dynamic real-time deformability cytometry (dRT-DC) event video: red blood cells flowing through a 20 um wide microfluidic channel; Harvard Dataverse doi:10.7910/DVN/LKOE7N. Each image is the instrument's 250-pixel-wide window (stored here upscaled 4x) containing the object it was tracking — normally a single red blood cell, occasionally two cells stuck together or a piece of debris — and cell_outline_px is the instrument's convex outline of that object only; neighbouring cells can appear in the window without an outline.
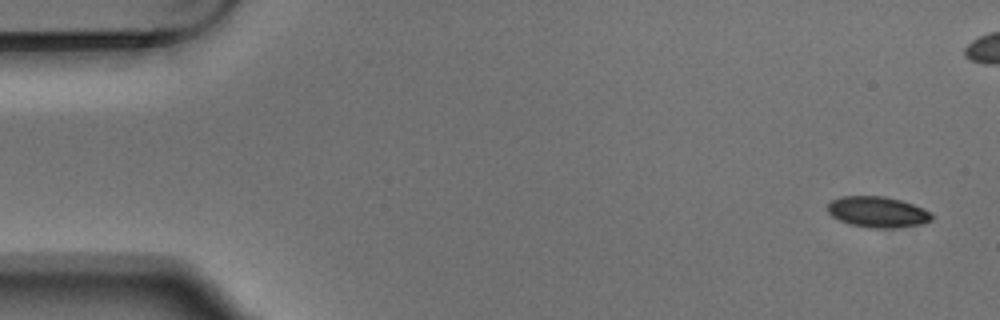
{"species": "Egyptian fruit bat (a non-hibernating species)", "species_latin": "Rousettus aegyptiacus", "temperature_condition": "warm", "stored_images_in_passage": 11, "camera_frame_rate_fps": 3000, "um_per_image_px": 0.085, "animal": {"sex": "male"}, "frame": {"image": 1, "passage_image": 1, "time_ms": 0.0, "image_size_px": [1000, 320], "cell_outline_px": [[932, 220], [924, 224], [896, 228], [868, 228], [848, 224], [832, 216], [828, 212], [828, 204], [832, 200], [840, 196], [884, 196], [900, 200], [924, 208], [932, 212]], "centroid_in_image_um": [74.62, 18.03], "position_along_channel_um": 10.4, "area_um2": 18.96}}
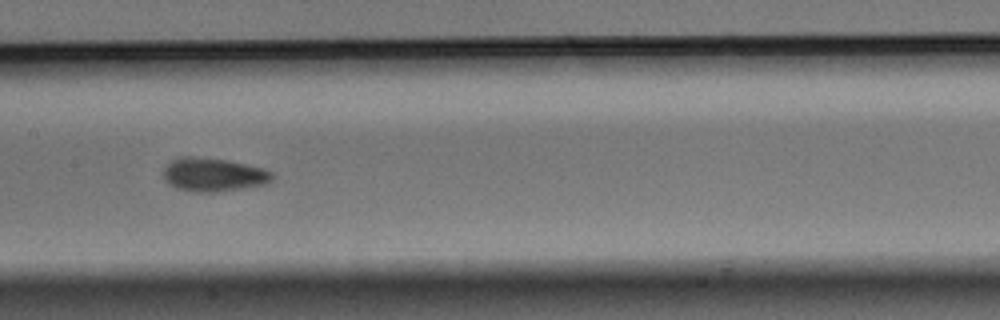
{"frame": {"image": 2, "passage_image": 8, "time_ms": 2.333, "image_size_px": [1000, 320], "cell_outline_px": [[272, 180], [264, 184], [240, 188], [212, 192], [196, 192], [176, 188], [168, 184], [164, 180], [164, 168], [172, 160], [180, 156], [188, 156], [224, 160], [244, 164], [260, 168], [272, 172]], "centroid_in_image_um": [18.08, 14.85], "position_along_channel_um": 189.3, "area_um2": 20.81}}
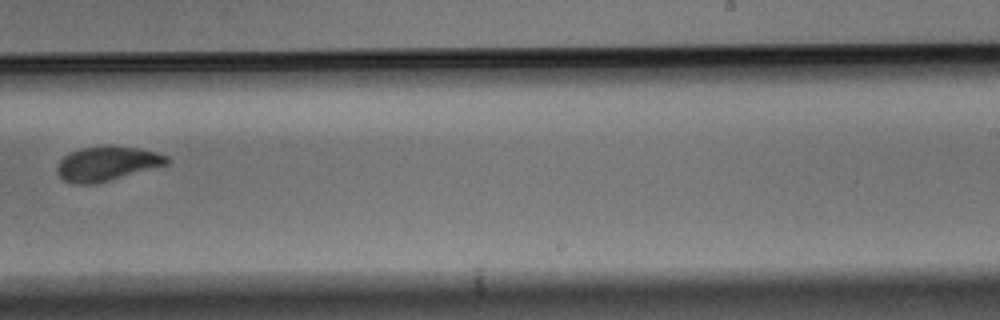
{"frame": {"image": 3, "passage_image": 11, "time_ms": 3.333, "image_size_px": [1000, 320], "cell_outline_px": [[168, 164], [108, 180], [92, 184], [76, 184], [64, 180], [56, 172], [56, 168], [60, 160], [64, 156], [72, 152], [84, 148], [108, 144], [140, 148], [156, 152], [168, 156]], "centroid_in_image_um": [9.09, 13.88], "position_along_channel_um": 279.9, "area_um2": 21.85}}